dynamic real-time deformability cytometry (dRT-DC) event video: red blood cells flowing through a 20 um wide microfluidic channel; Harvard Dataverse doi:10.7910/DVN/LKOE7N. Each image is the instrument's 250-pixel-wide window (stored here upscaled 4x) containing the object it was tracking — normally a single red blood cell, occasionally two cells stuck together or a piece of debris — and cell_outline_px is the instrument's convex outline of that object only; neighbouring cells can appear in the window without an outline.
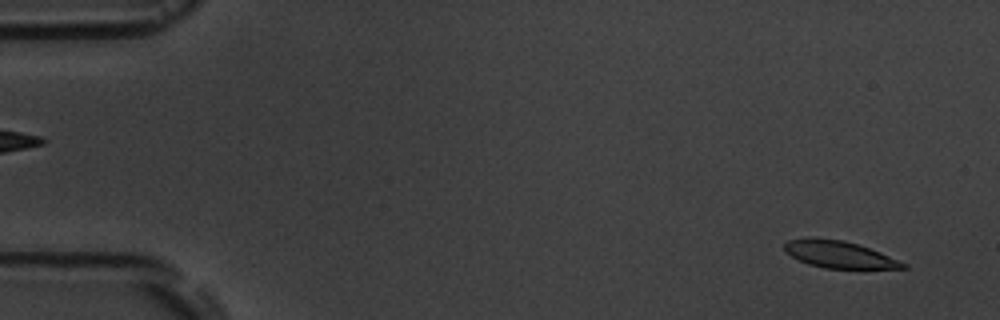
{"species": "common noctule bat (a hibernating species)", "species_latin": "Nyctalus noctula", "temperature_condition": "room temperature", "stored_images_in_passage": 6, "camera_frame_rate_fps": 3000, "um_per_image_px": 0.085, "animal": {"sex": "male", "body_mass_g": 19.5, "forearm_length_mm": 54.6}, "frame": {"image": 1, "passage_image": 1, "time_ms": 0.0, "image_size_px": [1000, 320], "cell_outline_px": [[908, 268], [824, 268], [808, 264], [792, 256], [784, 248], [784, 244], [788, 240], [804, 236], [816, 236], [844, 240], [880, 252], [900, 260], [908, 264]], "centroid_in_image_um": [71.3, 21.59], "position_along_channel_um": 13.7, "area_um2": 18.79}}
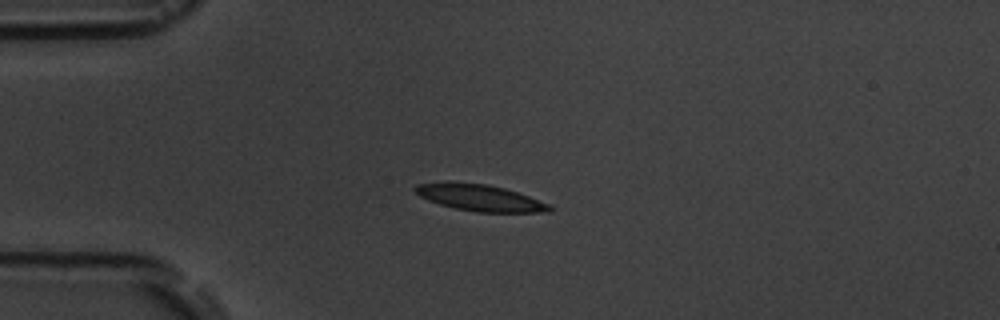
{"frame": {"image": 2, "passage_image": 4, "time_ms": 3.667, "image_size_px": [1000, 320], "cell_outline_px": [[552, 212], [476, 212], [452, 208], [428, 200], [420, 196], [412, 188], [416, 184], [444, 180], [452, 180], [488, 184], [504, 188], [552, 204]], "centroid_in_image_um": [40.74, 16.78], "position_along_channel_um": 44.3, "area_um2": 21.33}}
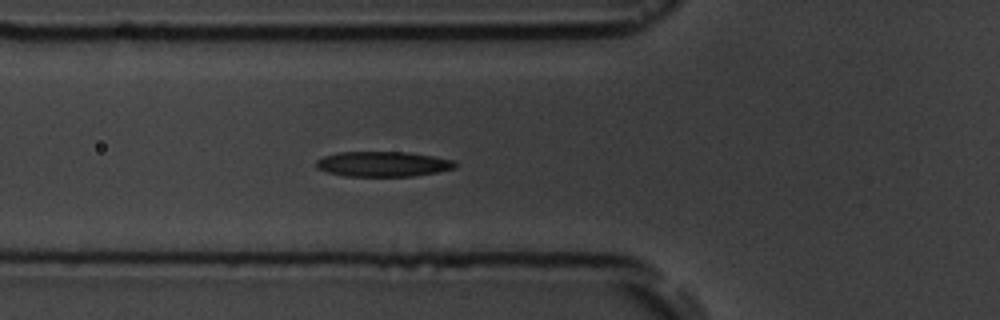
{"frame": {"image": 3, "passage_image": 6, "time_ms": 5.667, "image_size_px": [1000, 320], "cell_outline_px": [[456, 168], [436, 172], [412, 176], [344, 176], [328, 172], [316, 168], [316, 160], [324, 156], [340, 152], [408, 152], [456, 160]], "centroid_in_image_um": [32.56, 13.94], "position_along_channel_um": 93.2, "area_um2": 20.35}}